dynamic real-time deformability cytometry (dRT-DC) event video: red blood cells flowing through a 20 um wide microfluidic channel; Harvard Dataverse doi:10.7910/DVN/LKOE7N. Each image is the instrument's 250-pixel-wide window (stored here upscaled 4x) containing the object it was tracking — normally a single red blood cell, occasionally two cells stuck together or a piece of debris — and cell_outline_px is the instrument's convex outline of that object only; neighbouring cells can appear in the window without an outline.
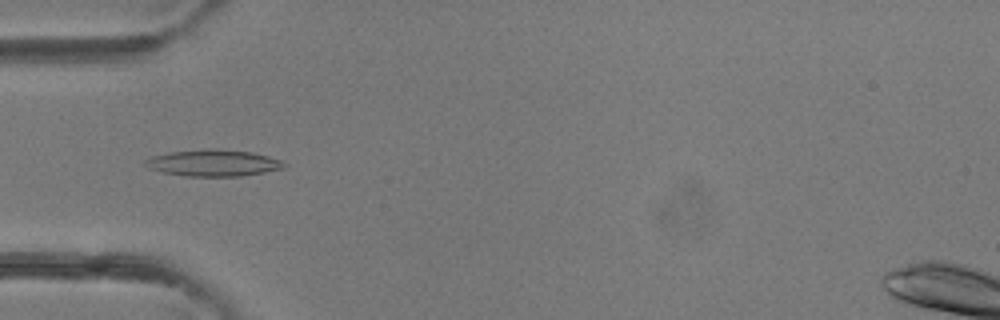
{"species": "common noctule bat (a hibernating species)", "species_latin": "Nyctalus noctula", "temperature_condition": "room temperature", "stored_images_in_passage": 4, "camera_frame_rate_fps": 3000, "um_per_image_px": 0.085, "animal": {"sex": "female"}, "frame": {"image": 1, "passage_image": 4, "time_ms": 3.333, "image_size_px": [1000, 320], "cell_outline_px": [[288, 164], [284, 168], [264, 172], [240, 176], [184, 176], [160, 172], [148, 168], [144, 164], [144, 160], [152, 156], [168, 152], [208, 148], [212, 148], [252, 152], [268, 156], [280, 160]], "centroid_in_image_um": [18.1, 13.85], "position_along_channel_um": 66.9, "area_um2": 21.68}}